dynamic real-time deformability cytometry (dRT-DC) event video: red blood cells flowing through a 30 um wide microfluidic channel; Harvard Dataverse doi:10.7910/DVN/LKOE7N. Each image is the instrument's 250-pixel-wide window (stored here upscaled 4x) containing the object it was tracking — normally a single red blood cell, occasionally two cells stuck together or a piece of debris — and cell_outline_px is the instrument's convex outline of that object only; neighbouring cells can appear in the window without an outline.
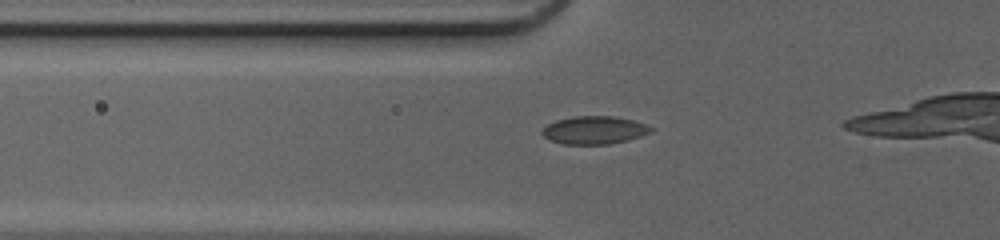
{"species": "common noctule bat (a hibernating species)", "species_latin": "Nyctalus noctula", "temperature_condition": "cold", "stored_images_in_passage": 23, "camera_frame_rate_fps": 3000, "um_per_image_px": 0.085, "animal": {"sex": "female", "body_mass_g": 20.0, "forearm_length_mm": 54.0}, "frame": {"image": 1, "passage_image": 6, "time_ms": 1.667, "image_size_px": [1000, 240], "cell_outline_px": [[652, 132], [628, 140], [608, 144], [564, 144], [552, 140], [544, 136], [540, 132], [548, 124], [556, 120], [572, 116], [612, 116], [632, 120], [644, 124], [652, 128]], "centroid_in_image_um": [50.5, 11.05], "position_along_channel_um": 75.3, "area_um2": 17.51}}
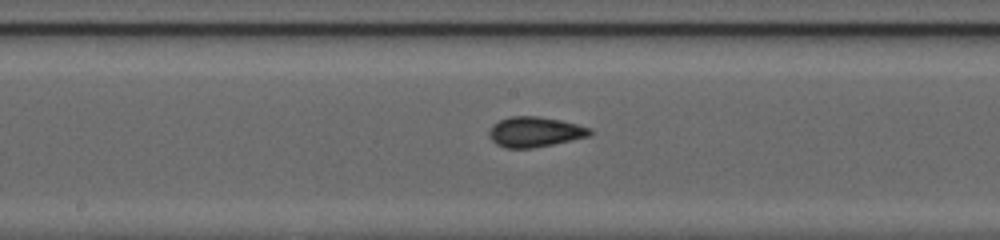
{"frame": {"image": 2, "passage_image": 15, "time_ms": 4.667, "image_size_px": [1000, 240], "cell_outline_px": [[592, 136], [532, 148], [504, 148], [496, 144], [492, 140], [488, 132], [492, 124], [508, 116], [540, 116], [560, 120], [592, 128]], "centroid_in_image_um": [45.47, 11.2], "position_along_channel_um": 202.7, "area_um2": 17.86}}
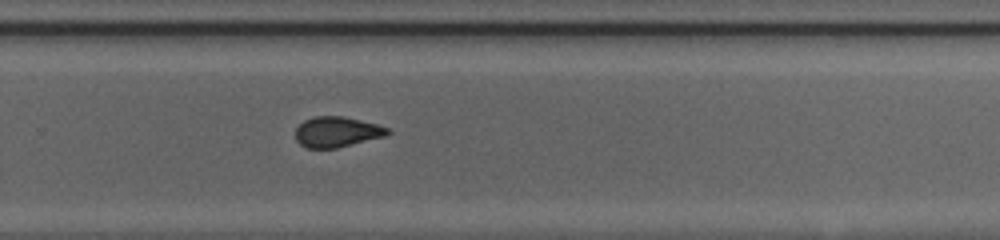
{"frame": {"image": 3, "passage_image": 22, "time_ms": 7.0, "image_size_px": [1000, 240], "cell_outline_px": [[392, 132], [388, 136], [336, 148], [308, 148], [300, 144], [296, 140], [296, 128], [304, 120], [316, 116], [344, 116], [376, 124], [388, 128]], "centroid_in_image_um": [28.67, 11.21], "position_along_channel_um": 301.1, "area_um2": 16.42}}